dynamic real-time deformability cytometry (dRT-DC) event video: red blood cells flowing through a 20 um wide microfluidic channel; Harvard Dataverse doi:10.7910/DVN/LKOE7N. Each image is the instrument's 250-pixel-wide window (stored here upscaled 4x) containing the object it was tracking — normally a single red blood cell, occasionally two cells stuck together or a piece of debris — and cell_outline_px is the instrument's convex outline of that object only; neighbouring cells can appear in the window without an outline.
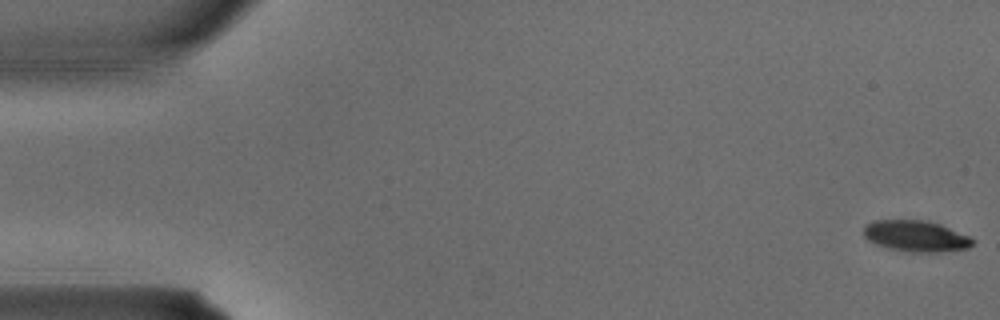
{"species": "common noctule bat (a hibernating species)", "species_latin": "Nyctalus noctula", "temperature_condition": "warm", "stored_images_in_passage": 4, "segment_of_instrument_passage": [2, 2], "camera_frame_rate_fps": 3000, "um_per_image_px": 0.085, "animal": {"sex": "male", "body_mass_g": 15.6}, "frame": {"image": 1, "passage_image": 4, "time_ms": 1.0, "image_size_px": [1000, 320], "cell_outline_px": [[976, 240], [968, 248], [940, 252], [908, 252], [888, 248], [876, 244], [868, 240], [864, 236], [864, 224], [872, 220], [924, 220], [940, 224], [968, 236]], "centroid_in_image_um": [77.82, 20.06], "position_along_channel_um": 7.2, "area_um2": 19.83}}